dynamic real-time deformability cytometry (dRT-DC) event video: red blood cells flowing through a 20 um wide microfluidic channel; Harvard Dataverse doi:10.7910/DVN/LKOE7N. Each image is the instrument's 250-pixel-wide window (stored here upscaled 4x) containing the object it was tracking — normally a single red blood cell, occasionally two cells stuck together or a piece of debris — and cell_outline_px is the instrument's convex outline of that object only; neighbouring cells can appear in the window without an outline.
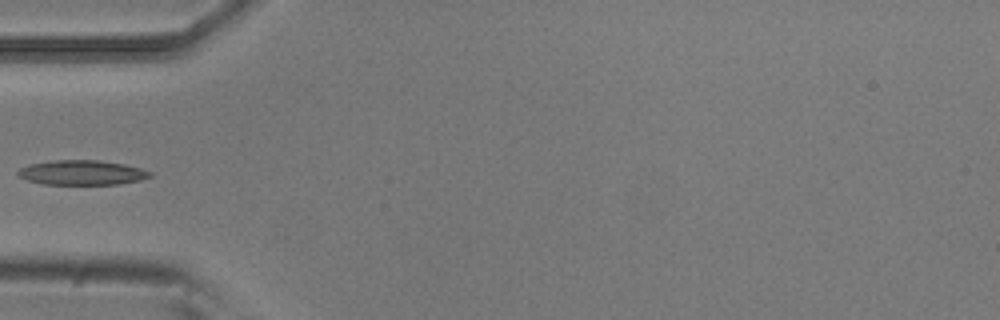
{"species": "common noctule bat (a hibernating species)", "species_latin": "Nyctalus noctula", "temperature_condition": "room temperature", "stored_images_in_passage": 6, "camera_frame_rate_fps": 3000, "um_per_image_px": 0.085, "animal": {"sex": "male", "body_mass_g": 20.5, "forearm_length_mm": 52.5}, "frame": {"image": 1, "passage_image": 6, "time_ms": 1.667, "image_size_px": [1000, 320], "cell_outline_px": [[152, 176], [140, 180], [120, 184], [44, 184], [28, 180], [16, 176], [16, 172], [20, 168], [28, 164], [52, 160], [96, 160], [124, 164], [140, 168], [152, 172]], "centroid_in_image_um": [6.93, 14.67], "position_along_channel_um": 78.1, "area_um2": 19.07}}